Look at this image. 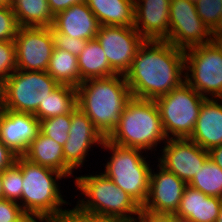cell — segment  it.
Segmentation results:
<instances>
[{"label": "cell", "mask_w": 222, "mask_h": 222, "mask_svg": "<svg viewBox=\"0 0 222 222\" xmlns=\"http://www.w3.org/2000/svg\"><path fill=\"white\" fill-rule=\"evenodd\" d=\"M185 53L166 40H145L125 74L132 96L155 100L185 81Z\"/></svg>", "instance_id": "cell-1"}, {"label": "cell", "mask_w": 222, "mask_h": 222, "mask_svg": "<svg viewBox=\"0 0 222 222\" xmlns=\"http://www.w3.org/2000/svg\"><path fill=\"white\" fill-rule=\"evenodd\" d=\"M132 97L125 75L121 74L85 80L77 87V107L105 139L115 129Z\"/></svg>", "instance_id": "cell-2"}, {"label": "cell", "mask_w": 222, "mask_h": 222, "mask_svg": "<svg viewBox=\"0 0 222 222\" xmlns=\"http://www.w3.org/2000/svg\"><path fill=\"white\" fill-rule=\"evenodd\" d=\"M114 144L142 151H157L158 144L168 140L155 100L132 97L115 129L106 138Z\"/></svg>", "instance_id": "cell-3"}, {"label": "cell", "mask_w": 222, "mask_h": 222, "mask_svg": "<svg viewBox=\"0 0 222 222\" xmlns=\"http://www.w3.org/2000/svg\"><path fill=\"white\" fill-rule=\"evenodd\" d=\"M15 162L23 175V190L20 206L31 217L44 222L63 211L64 205H71L64 200L61 186L57 181L66 176L63 173L30 162L23 156H17ZM60 186V187H59Z\"/></svg>", "instance_id": "cell-4"}, {"label": "cell", "mask_w": 222, "mask_h": 222, "mask_svg": "<svg viewBox=\"0 0 222 222\" xmlns=\"http://www.w3.org/2000/svg\"><path fill=\"white\" fill-rule=\"evenodd\" d=\"M75 177V187L85 196L76 201L79 210L97 218L127 221L138 218L141 206L104 173Z\"/></svg>", "instance_id": "cell-5"}, {"label": "cell", "mask_w": 222, "mask_h": 222, "mask_svg": "<svg viewBox=\"0 0 222 222\" xmlns=\"http://www.w3.org/2000/svg\"><path fill=\"white\" fill-rule=\"evenodd\" d=\"M101 147L111 152L102 173L142 207L149 193L152 168L149 161H146L147 157L143 156L144 151L123 147L106 139Z\"/></svg>", "instance_id": "cell-6"}, {"label": "cell", "mask_w": 222, "mask_h": 222, "mask_svg": "<svg viewBox=\"0 0 222 222\" xmlns=\"http://www.w3.org/2000/svg\"><path fill=\"white\" fill-rule=\"evenodd\" d=\"M59 85L47 71L15 70L0 85V107L34 114Z\"/></svg>", "instance_id": "cell-7"}, {"label": "cell", "mask_w": 222, "mask_h": 222, "mask_svg": "<svg viewBox=\"0 0 222 222\" xmlns=\"http://www.w3.org/2000/svg\"><path fill=\"white\" fill-rule=\"evenodd\" d=\"M204 99L186 81L155 99L168 139L191 136Z\"/></svg>", "instance_id": "cell-8"}, {"label": "cell", "mask_w": 222, "mask_h": 222, "mask_svg": "<svg viewBox=\"0 0 222 222\" xmlns=\"http://www.w3.org/2000/svg\"><path fill=\"white\" fill-rule=\"evenodd\" d=\"M184 53L185 81L205 98H222L221 47L211 41L188 48Z\"/></svg>", "instance_id": "cell-9"}, {"label": "cell", "mask_w": 222, "mask_h": 222, "mask_svg": "<svg viewBox=\"0 0 222 222\" xmlns=\"http://www.w3.org/2000/svg\"><path fill=\"white\" fill-rule=\"evenodd\" d=\"M167 42L186 50L213 41L211 31L198 16L194 2L171 0Z\"/></svg>", "instance_id": "cell-10"}, {"label": "cell", "mask_w": 222, "mask_h": 222, "mask_svg": "<svg viewBox=\"0 0 222 222\" xmlns=\"http://www.w3.org/2000/svg\"><path fill=\"white\" fill-rule=\"evenodd\" d=\"M104 50L110 67L125 75L145 39L134 26H100L95 37Z\"/></svg>", "instance_id": "cell-11"}, {"label": "cell", "mask_w": 222, "mask_h": 222, "mask_svg": "<svg viewBox=\"0 0 222 222\" xmlns=\"http://www.w3.org/2000/svg\"><path fill=\"white\" fill-rule=\"evenodd\" d=\"M14 42L17 70L47 71L55 47L52 27H19Z\"/></svg>", "instance_id": "cell-12"}, {"label": "cell", "mask_w": 222, "mask_h": 222, "mask_svg": "<svg viewBox=\"0 0 222 222\" xmlns=\"http://www.w3.org/2000/svg\"><path fill=\"white\" fill-rule=\"evenodd\" d=\"M157 156L158 163L188 184L203 167L209 152L189 138H170ZM160 157V158H159Z\"/></svg>", "instance_id": "cell-13"}, {"label": "cell", "mask_w": 222, "mask_h": 222, "mask_svg": "<svg viewBox=\"0 0 222 222\" xmlns=\"http://www.w3.org/2000/svg\"><path fill=\"white\" fill-rule=\"evenodd\" d=\"M105 138L78 107L71 112L69 137L63 146L65 164L74 172L83 167L93 145L102 146Z\"/></svg>", "instance_id": "cell-14"}, {"label": "cell", "mask_w": 222, "mask_h": 222, "mask_svg": "<svg viewBox=\"0 0 222 222\" xmlns=\"http://www.w3.org/2000/svg\"><path fill=\"white\" fill-rule=\"evenodd\" d=\"M157 167V172L151 168L149 193L141 210L156 214H175L187 184L159 163Z\"/></svg>", "instance_id": "cell-15"}, {"label": "cell", "mask_w": 222, "mask_h": 222, "mask_svg": "<svg viewBox=\"0 0 222 222\" xmlns=\"http://www.w3.org/2000/svg\"><path fill=\"white\" fill-rule=\"evenodd\" d=\"M40 131V121L31 113L0 107V140L17 156H22Z\"/></svg>", "instance_id": "cell-16"}, {"label": "cell", "mask_w": 222, "mask_h": 222, "mask_svg": "<svg viewBox=\"0 0 222 222\" xmlns=\"http://www.w3.org/2000/svg\"><path fill=\"white\" fill-rule=\"evenodd\" d=\"M171 0H134V27L145 40H166Z\"/></svg>", "instance_id": "cell-17"}, {"label": "cell", "mask_w": 222, "mask_h": 222, "mask_svg": "<svg viewBox=\"0 0 222 222\" xmlns=\"http://www.w3.org/2000/svg\"><path fill=\"white\" fill-rule=\"evenodd\" d=\"M51 27L60 34L89 41L95 39L100 24L85 2L56 14Z\"/></svg>", "instance_id": "cell-18"}, {"label": "cell", "mask_w": 222, "mask_h": 222, "mask_svg": "<svg viewBox=\"0 0 222 222\" xmlns=\"http://www.w3.org/2000/svg\"><path fill=\"white\" fill-rule=\"evenodd\" d=\"M204 150L222 145V98H205L189 137Z\"/></svg>", "instance_id": "cell-19"}, {"label": "cell", "mask_w": 222, "mask_h": 222, "mask_svg": "<svg viewBox=\"0 0 222 222\" xmlns=\"http://www.w3.org/2000/svg\"><path fill=\"white\" fill-rule=\"evenodd\" d=\"M221 201L222 198L208 196L187 184L175 215L193 222H216Z\"/></svg>", "instance_id": "cell-20"}, {"label": "cell", "mask_w": 222, "mask_h": 222, "mask_svg": "<svg viewBox=\"0 0 222 222\" xmlns=\"http://www.w3.org/2000/svg\"><path fill=\"white\" fill-rule=\"evenodd\" d=\"M22 156L30 162L63 173L68 178L74 175V172L65 164L63 146L41 131Z\"/></svg>", "instance_id": "cell-21"}, {"label": "cell", "mask_w": 222, "mask_h": 222, "mask_svg": "<svg viewBox=\"0 0 222 222\" xmlns=\"http://www.w3.org/2000/svg\"><path fill=\"white\" fill-rule=\"evenodd\" d=\"M100 26H134V0H86Z\"/></svg>", "instance_id": "cell-22"}, {"label": "cell", "mask_w": 222, "mask_h": 222, "mask_svg": "<svg viewBox=\"0 0 222 222\" xmlns=\"http://www.w3.org/2000/svg\"><path fill=\"white\" fill-rule=\"evenodd\" d=\"M77 58L80 70V84L85 80L106 78L117 74L110 67L104 50L96 38L87 41L83 51Z\"/></svg>", "instance_id": "cell-23"}, {"label": "cell", "mask_w": 222, "mask_h": 222, "mask_svg": "<svg viewBox=\"0 0 222 222\" xmlns=\"http://www.w3.org/2000/svg\"><path fill=\"white\" fill-rule=\"evenodd\" d=\"M77 106V88L60 84L39 104L33 115L40 121L71 113Z\"/></svg>", "instance_id": "cell-24"}, {"label": "cell", "mask_w": 222, "mask_h": 222, "mask_svg": "<svg viewBox=\"0 0 222 222\" xmlns=\"http://www.w3.org/2000/svg\"><path fill=\"white\" fill-rule=\"evenodd\" d=\"M19 27H51L54 15L47 0H12Z\"/></svg>", "instance_id": "cell-25"}, {"label": "cell", "mask_w": 222, "mask_h": 222, "mask_svg": "<svg viewBox=\"0 0 222 222\" xmlns=\"http://www.w3.org/2000/svg\"><path fill=\"white\" fill-rule=\"evenodd\" d=\"M47 73L59 84L71 85L76 88L80 85L78 58L56 46L49 60Z\"/></svg>", "instance_id": "cell-26"}, {"label": "cell", "mask_w": 222, "mask_h": 222, "mask_svg": "<svg viewBox=\"0 0 222 222\" xmlns=\"http://www.w3.org/2000/svg\"><path fill=\"white\" fill-rule=\"evenodd\" d=\"M188 185L208 196L222 198V169L208 157Z\"/></svg>", "instance_id": "cell-27"}, {"label": "cell", "mask_w": 222, "mask_h": 222, "mask_svg": "<svg viewBox=\"0 0 222 222\" xmlns=\"http://www.w3.org/2000/svg\"><path fill=\"white\" fill-rule=\"evenodd\" d=\"M70 127L71 113L40 120V131L61 146H64L69 137Z\"/></svg>", "instance_id": "cell-28"}, {"label": "cell", "mask_w": 222, "mask_h": 222, "mask_svg": "<svg viewBox=\"0 0 222 222\" xmlns=\"http://www.w3.org/2000/svg\"><path fill=\"white\" fill-rule=\"evenodd\" d=\"M23 175L19 165L14 162L3 171L4 199L19 203L22 195Z\"/></svg>", "instance_id": "cell-29"}, {"label": "cell", "mask_w": 222, "mask_h": 222, "mask_svg": "<svg viewBox=\"0 0 222 222\" xmlns=\"http://www.w3.org/2000/svg\"><path fill=\"white\" fill-rule=\"evenodd\" d=\"M196 11L211 31L222 13V0H196Z\"/></svg>", "instance_id": "cell-30"}, {"label": "cell", "mask_w": 222, "mask_h": 222, "mask_svg": "<svg viewBox=\"0 0 222 222\" xmlns=\"http://www.w3.org/2000/svg\"><path fill=\"white\" fill-rule=\"evenodd\" d=\"M0 222H41L28 216L19 203L8 199L0 200Z\"/></svg>", "instance_id": "cell-31"}, {"label": "cell", "mask_w": 222, "mask_h": 222, "mask_svg": "<svg viewBox=\"0 0 222 222\" xmlns=\"http://www.w3.org/2000/svg\"><path fill=\"white\" fill-rule=\"evenodd\" d=\"M15 70H17L15 42L14 41H0V85Z\"/></svg>", "instance_id": "cell-32"}, {"label": "cell", "mask_w": 222, "mask_h": 222, "mask_svg": "<svg viewBox=\"0 0 222 222\" xmlns=\"http://www.w3.org/2000/svg\"><path fill=\"white\" fill-rule=\"evenodd\" d=\"M19 29L11 6H0V41H14Z\"/></svg>", "instance_id": "cell-33"}, {"label": "cell", "mask_w": 222, "mask_h": 222, "mask_svg": "<svg viewBox=\"0 0 222 222\" xmlns=\"http://www.w3.org/2000/svg\"><path fill=\"white\" fill-rule=\"evenodd\" d=\"M52 33L55 40V46L73 54L76 57H78L79 54L83 51L87 43V40L85 39H78L73 37L71 38L70 36L56 32L53 28Z\"/></svg>", "instance_id": "cell-34"}, {"label": "cell", "mask_w": 222, "mask_h": 222, "mask_svg": "<svg viewBox=\"0 0 222 222\" xmlns=\"http://www.w3.org/2000/svg\"><path fill=\"white\" fill-rule=\"evenodd\" d=\"M97 217L79 210L76 206L72 209H64L56 216L46 219L44 222H95Z\"/></svg>", "instance_id": "cell-35"}, {"label": "cell", "mask_w": 222, "mask_h": 222, "mask_svg": "<svg viewBox=\"0 0 222 222\" xmlns=\"http://www.w3.org/2000/svg\"><path fill=\"white\" fill-rule=\"evenodd\" d=\"M138 219L141 222H176L175 214H156L145 210H140Z\"/></svg>", "instance_id": "cell-36"}, {"label": "cell", "mask_w": 222, "mask_h": 222, "mask_svg": "<svg viewBox=\"0 0 222 222\" xmlns=\"http://www.w3.org/2000/svg\"><path fill=\"white\" fill-rule=\"evenodd\" d=\"M47 1L50 11L54 16L59 12H62L75 4L86 2V0H47Z\"/></svg>", "instance_id": "cell-37"}, {"label": "cell", "mask_w": 222, "mask_h": 222, "mask_svg": "<svg viewBox=\"0 0 222 222\" xmlns=\"http://www.w3.org/2000/svg\"><path fill=\"white\" fill-rule=\"evenodd\" d=\"M16 157L17 155L0 140V171H4L6 168L10 167L15 162Z\"/></svg>", "instance_id": "cell-38"}, {"label": "cell", "mask_w": 222, "mask_h": 222, "mask_svg": "<svg viewBox=\"0 0 222 222\" xmlns=\"http://www.w3.org/2000/svg\"><path fill=\"white\" fill-rule=\"evenodd\" d=\"M208 152L209 158L222 169V145L213 147Z\"/></svg>", "instance_id": "cell-39"}, {"label": "cell", "mask_w": 222, "mask_h": 222, "mask_svg": "<svg viewBox=\"0 0 222 222\" xmlns=\"http://www.w3.org/2000/svg\"><path fill=\"white\" fill-rule=\"evenodd\" d=\"M211 37L213 41H216L222 38V13L219 16V19L215 27L211 30Z\"/></svg>", "instance_id": "cell-40"}, {"label": "cell", "mask_w": 222, "mask_h": 222, "mask_svg": "<svg viewBox=\"0 0 222 222\" xmlns=\"http://www.w3.org/2000/svg\"><path fill=\"white\" fill-rule=\"evenodd\" d=\"M122 219H110V218H97L95 222H126Z\"/></svg>", "instance_id": "cell-41"}, {"label": "cell", "mask_w": 222, "mask_h": 222, "mask_svg": "<svg viewBox=\"0 0 222 222\" xmlns=\"http://www.w3.org/2000/svg\"><path fill=\"white\" fill-rule=\"evenodd\" d=\"M4 199L3 194V171H0V200Z\"/></svg>", "instance_id": "cell-42"}, {"label": "cell", "mask_w": 222, "mask_h": 222, "mask_svg": "<svg viewBox=\"0 0 222 222\" xmlns=\"http://www.w3.org/2000/svg\"><path fill=\"white\" fill-rule=\"evenodd\" d=\"M0 6H12V0H0Z\"/></svg>", "instance_id": "cell-43"}, {"label": "cell", "mask_w": 222, "mask_h": 222, "mask_svg": "<svg viewBox=\"0 0 222 222\" xmlns=\"http://www.w3.org/2000/svg\"><path fill=\"white\" fill-rule=\"evenodd\" d=\"M176 222H193V221L176 216Z\"/></svg>", "instance_id": "cell-44"}, {"label": "cell", "mask_w": 222, "mask_h": 222, "mask_svg": "<svg viewBox=\"0 0 222 222\" xmlns=\"http://www.w3.org/2000/svg\"><path fill=\"white\" fill-rule=\"evenodd\" d=\"M216 222H222V201H221L220 213L216 219Z\"/></svg>", "instance_id": "cell-45"}, {"label": "cell", "mask_w": 222, "mask_h": 222, "mask_svg": "<svg viewBox=\"0 0 222 222\" xmlns=\"http://www.w3.org/2000/svg\"><path fill=\"white\" fill-rule=\"evenodd\" d=\"M215 42L221 47V50H222V38L219 40H216Z\"/></svg>", "instance_id": "cell-46"}, {"label": "cell", "mask_w": 222, "mask_h": 222, "mask_svg": "<svg viewBox=\"0 0 222 222\" xmlns=\"http://www.w3.org/2000/svg\"><path fill=\"white\" fill-rule=\"evenodd\" d=\"M126 222H141V221L137 218V219H134V220H128Z\"/></svg>", "instance_id": "cell-47"}]
</instances>
